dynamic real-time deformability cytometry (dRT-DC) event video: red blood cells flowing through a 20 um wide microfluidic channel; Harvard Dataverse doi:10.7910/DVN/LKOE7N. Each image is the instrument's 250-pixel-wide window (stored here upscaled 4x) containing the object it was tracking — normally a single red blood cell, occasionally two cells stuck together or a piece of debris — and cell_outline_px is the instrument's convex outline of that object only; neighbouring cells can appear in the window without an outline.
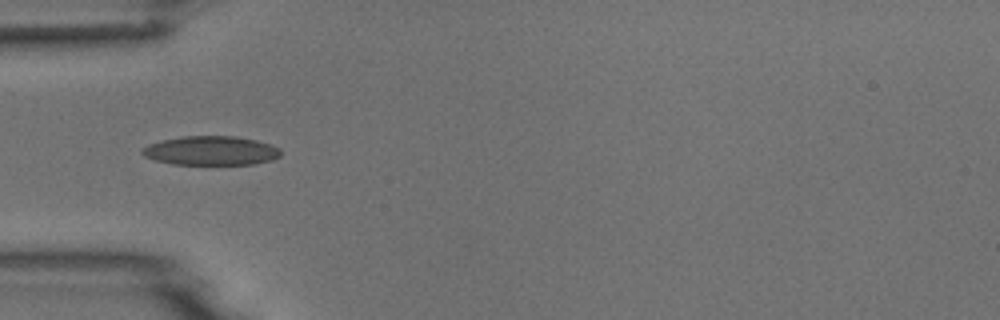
{"species": "common noctule bat (a hibernating species)", "species_latin": "Nyctalus noctula", "temperature_condition": "room temperature", "stored_images_in_passage": 2, "camera_frame_rate_fps": 3000, "um_per_image_px": 0.085, "animal": {"sex": "male", "body_mass_g": 18.8}, "frame": {"image": 1, "passage_image": 2, "time_ms": 1.333, "image_size_px": [1000, 320], "cell_outline_px": [[280, 156], [272, 160], [252, 164], [172, 164], [156, 160], [144, 156], [140, 152], [148, 144], [164, 140], [184, 136], [236, 136], [256, 140], [272, 144], [280, 148]], "centroid_in_image_um": [17.96, 12.8], "position_along_channel_um": 67.0, "area_um2": 23.41}}